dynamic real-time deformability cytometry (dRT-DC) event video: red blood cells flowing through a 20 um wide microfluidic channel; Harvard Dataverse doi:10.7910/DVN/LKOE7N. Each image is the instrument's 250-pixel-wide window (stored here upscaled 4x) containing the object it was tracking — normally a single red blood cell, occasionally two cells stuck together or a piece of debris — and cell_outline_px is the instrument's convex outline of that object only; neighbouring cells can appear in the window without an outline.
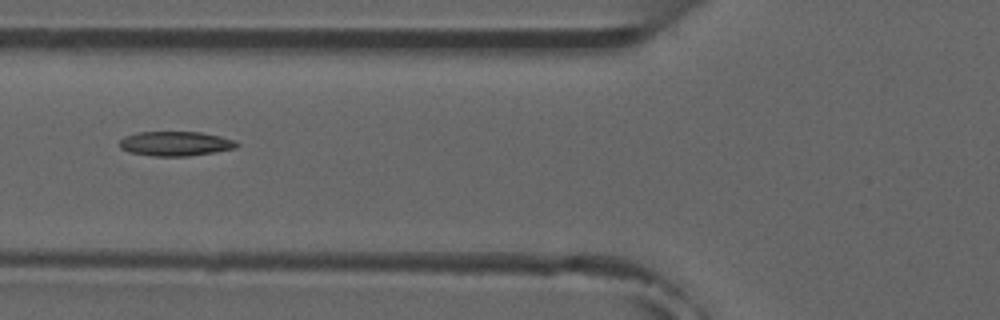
{"species": "common noctule bat (a hibernating species)", "species_latin": "Nyctalus noctula", "temperature_condition": "room temperature", "stored_images_in_passage": 8, "camera_frame_rate_fps": 3000, "um_per_image_px": 0.085, "animal": {"sex": "male", "forearm_length_mm": 52.5}, "frame": {"image": 1, "passage_image": 4, "time_ms": 3.667, "image_size_px": [1000, 320], "cell_outline_px": [[240, 144], [236, 148], [188, 156], [152, 156], [128, 152], [120, 148], [120, 140], [124, 136], [136, 132], [200, 132], [220, 136], [236, 140]], "centroid_in_image_um": [14.9, 12.2], "position_along_channel_um": 110.9, "area_um2": 16.82}}
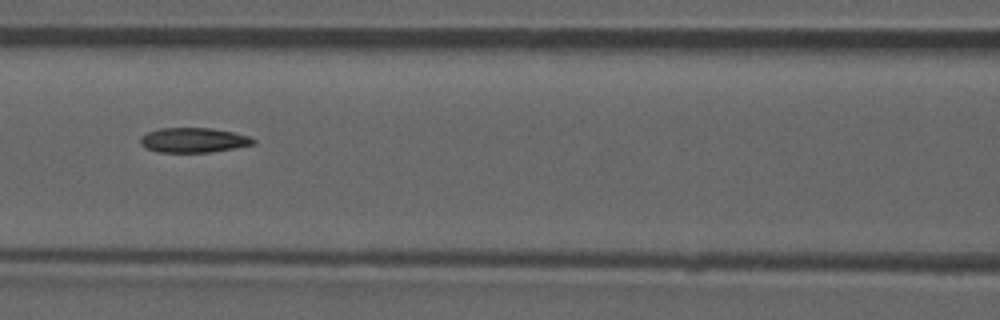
{"frame": {"image": 2, "passage_image": 5, "time_ms": 4.667, "image_size_px": [1000, 320], "cell_outline_px": [[256, 140], [252, 144], [232, 148], [208, 152], [160, 152], [144, 148], [140, 144], [140, 136], [148, 132], [160, 128], [212, 128], [232, 132], [248, 136]], "centroid_in_image_um": [16.38, 11.9], "position_along_channel_um": 150.2, "area_um2": 16.13}}